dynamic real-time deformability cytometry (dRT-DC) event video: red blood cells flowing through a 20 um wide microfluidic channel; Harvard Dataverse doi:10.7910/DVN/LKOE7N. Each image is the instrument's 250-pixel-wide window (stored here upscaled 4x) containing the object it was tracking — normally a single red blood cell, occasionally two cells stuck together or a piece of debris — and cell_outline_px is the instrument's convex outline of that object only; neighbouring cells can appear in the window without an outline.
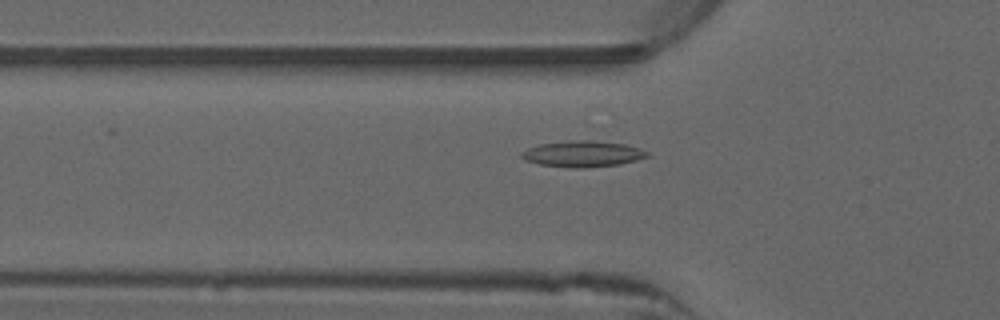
{"species": "common noctule bat (a hibernating species)", "species_latin": "Nyctalus noctula", "temperature_condition": "warm", "stored_images_in_passage": 52, "camera_frame_rate_fps": 3000, "um_per_image_px": 0.085, "animal": {"sex": "male", "forearm_length_mm": 52.5}, "frame": {"image": 1, "passage_image": 18, "time_ms": 5.667, "image_size_px": [1000, 320], "cell_outline_px": [[648, 156], [636, 160], [620, 164], [584, 168], [576, 168], [540, 164], [524, 160], [520, 156], [520, 152], [528, 148], [540, 144], [572, 140], [588, 140], [624, 144], [648, 152]], "centroid_in_image_um": [49.48, 13.08], "position_along_channel_um": 76.3, "area_um2": 18.84}}
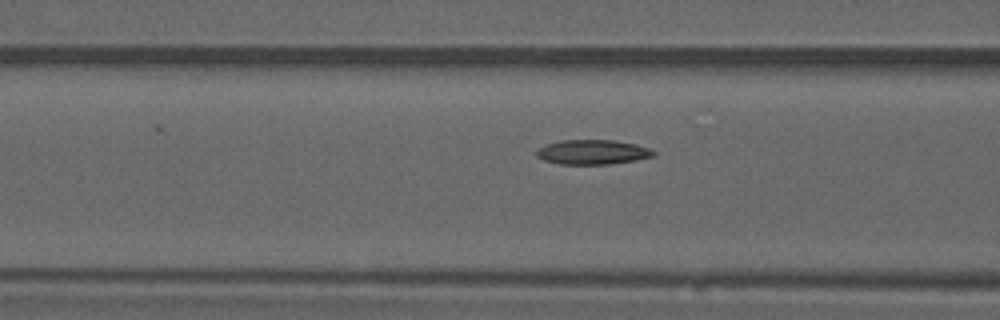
{"frame": {"image": 2, "passage_image": 21, "time_ms": 6.667, "image_size_px": [1000, 320], "cell_outline_px": [[656, 156], [636, 160], [608, 164], [560, 164], [544, 160], [536, 156], [536, 148], [560, 140], [612, 140], [636, 144], [648, 148], [656, 152]], "centroid_in_image_um": [50.37, 12.93], "position_along_channel_um": 116.2, "area_um2": 16.82}}
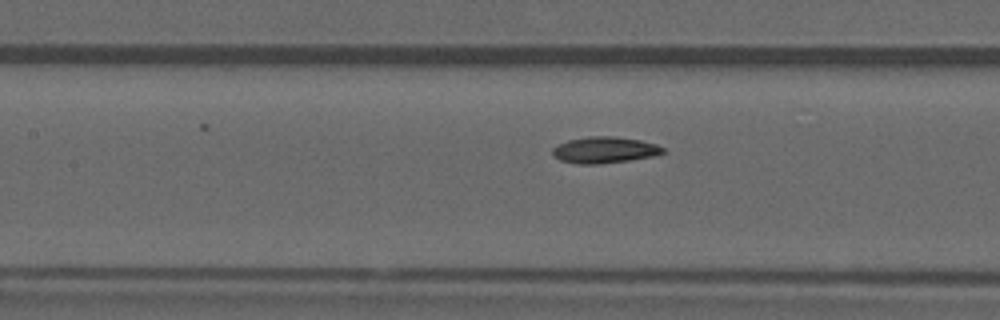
{"frame": {"image": 3, "passage_image": 24, "time_ms": 7.667, "image_size_px": [1000, 320], "cell_outline_px": [[664, 152], [652, 156], [628, 160], [600, 164], [576, 164], [560, 160], [552, 156], [552, 148], [568, 140], [588, 136], [616, 136], [640, 140], [656, 144], [664, 148]], "centroid_in_image_um": [51.35, 12.74], "position_along_channel_um": 156.1, "area_um2": 16.94}, "authors_computed_cell_mechanics": {"area_um2": 16.7042, "velocity_mm_per_s": 3.9574, "shape_relaxation_time_tau1_ms": null, "shape_relaxation_time_tau2_ms": 4.1864, "deformation_change_tau1": null, "deformation_change_tau2": 0.0902}}